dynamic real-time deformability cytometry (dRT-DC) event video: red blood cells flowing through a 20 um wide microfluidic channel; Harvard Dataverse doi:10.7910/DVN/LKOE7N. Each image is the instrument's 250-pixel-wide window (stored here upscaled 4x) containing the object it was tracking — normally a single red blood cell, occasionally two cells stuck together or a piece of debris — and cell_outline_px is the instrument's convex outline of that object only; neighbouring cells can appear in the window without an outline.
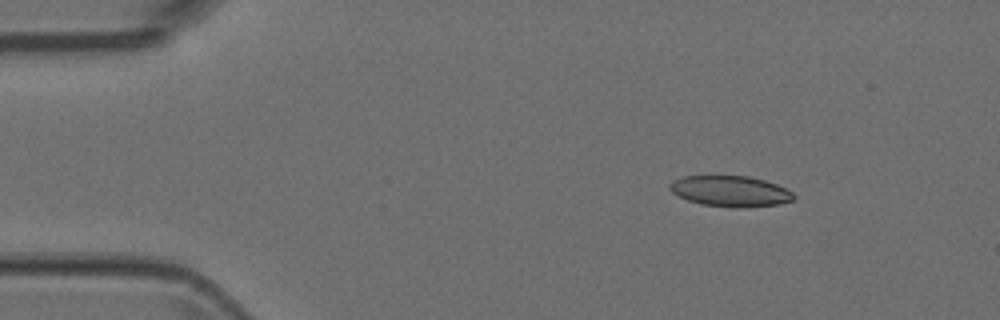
{"species": "Egyptian fruit bat (a non-hibernating species)", "species_latin": "Rousettus aegyptiacus", "temperature_condition": "room temperature", "stored_images_in_passage": 3, "camera_frame_rate_fps": 3000, "um_per_image_px": 0.085, "animal": {"sex": "female"}, "frame": {"image": 1, "passage_image": 2, "time_ms": 0.333, "image_size_px": [1000, 320], "cell_outline_px": [[796, 196], [792, 200], [780, 204], [744, 208], [736, 208], [700, 204], [688, 200], [672, 192], [668, 188], [668, 184], [672, 180], [684, 176], [748, 176], [764, 180], [776, 184], [792, 192]], "centroid_in_image_um": [62.07, 16.26], "position_along_channel_um": 22.9, "area_um2": 22.31}}